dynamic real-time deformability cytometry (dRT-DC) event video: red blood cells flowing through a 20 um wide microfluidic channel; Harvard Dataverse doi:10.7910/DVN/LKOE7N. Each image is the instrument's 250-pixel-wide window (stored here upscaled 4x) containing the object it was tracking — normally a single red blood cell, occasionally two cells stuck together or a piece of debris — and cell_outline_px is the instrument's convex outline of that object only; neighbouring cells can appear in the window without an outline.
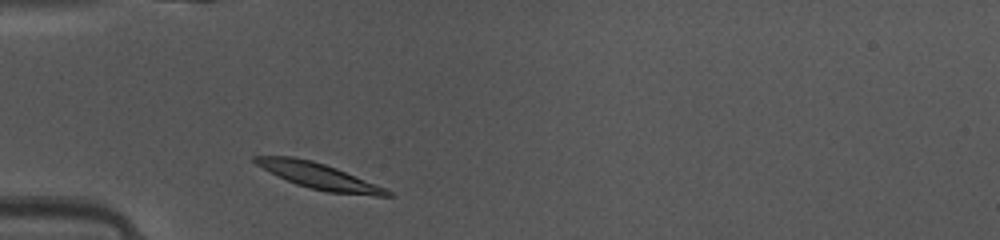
{"species": "common noctule bat (a hibernating species)", "species_latin": "Nyctalus noctula", "temperature_condition": "warm", "stored_images_in_passage": 35, "camera_frame_rate_fps": 3000, "um_per_image_px": 0.085, "animal": {"sex": "female", "body_mass_g": 10.0, "forearm_length_mm": 53.1}, "frame": {"image": 1, "passage_image": 1, "time_ms": 0.0, "image_size_px": [1000, 240], "cell_outline_px": [[396, 196], [376, 196], [328, 192], [296, 184], [256, 164], [252, 160], [252, 156], [292, 156], [312, 160], [336, 168], [376, 184], [392, 192]], "centroid_in_image_um": [27.14, 14.96], "position_along_channel_um": 57.9, "area_um2": 19.48}}
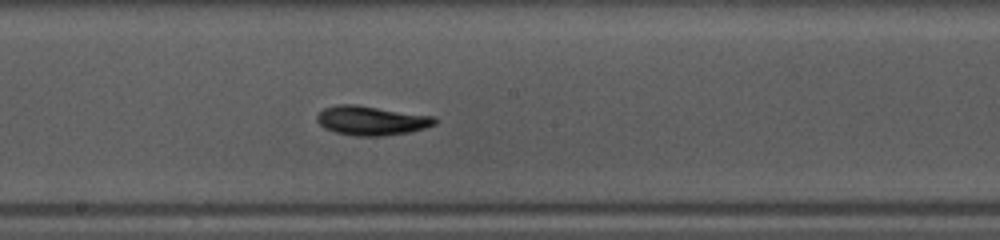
{"frame": {"image": 2, "passage_image": 13, "time_ms": 4.0, "image_size_px": [1000, 240], "cell_outline_px": [[436, 124], [424, 128], [408, 132], [384, 136], [356, 136], [336, 132], [324, 128], [316, 120], [316, 116], [324, 108], [336, 104], [356, 104], [436, 116]], "centroid_in_image_um": [31.57, 10.23], "position_along_channel_um": 216.6, "area_um2": 20.23}}
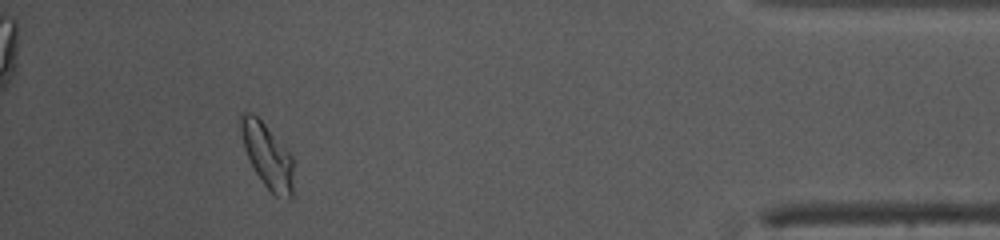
{"frame": {"image": 3, "passage_image": 31, "time_ms": 10.0, "image_size_px": [1000, 240], "cell_outline_px": [[292, 200], [288, 200], [276, 196], [264, 184], [256, 172], [244, 148], [240, 132], [240, 112], [252, 112], [264, 124], [292, 156]], "centroid_in_image_um": [22.71, 13.24], "position_along_channel_um": 412.5, "area_um2": 19.36}, "authors_computed_cell_mechanics": {"area_um2": 19.1318, "velocity_mm_per_s": 4.1162, "shape_relaxation_time_tau1_ms": 5.2418, "shape_relaxation_time_tau2_ms": null, "deformation_change_tau1": 0.1929, "deformation_change_tau2": null}}